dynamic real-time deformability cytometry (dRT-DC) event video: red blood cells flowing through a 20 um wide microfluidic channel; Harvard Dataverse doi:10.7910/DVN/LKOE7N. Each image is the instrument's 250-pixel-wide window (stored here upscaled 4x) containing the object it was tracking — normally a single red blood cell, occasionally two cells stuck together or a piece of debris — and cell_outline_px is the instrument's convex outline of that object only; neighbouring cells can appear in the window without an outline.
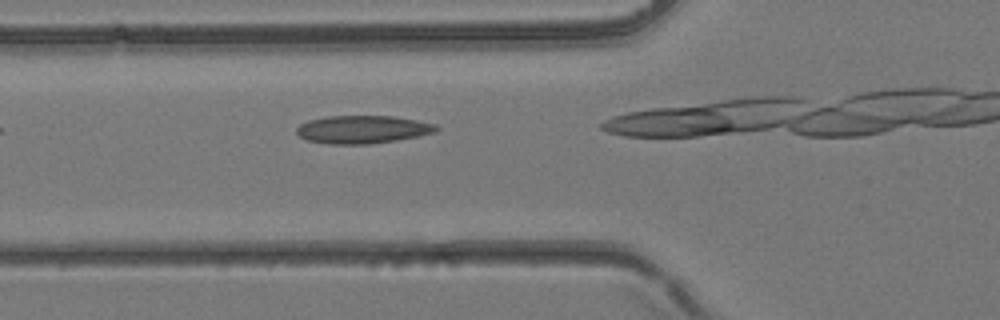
{"species": "common noctule bat (a hibernating species)", "species_latin": "Nyctalus noctula", "temperature_condition": "room temperature", "stored_images_in_passage": 7, "camera_frame_rate_fps": 3000, "um_per_image_px": 0.085, "animal": {"sex": "female", "body_mass_g": 24.6, "forearm_length_mm": 56.2}, "frame": {"image": 1, "passage_image": 6, "time_ms": 1.667, "image_size_px": [1000, 320], "cell_outline_px": [[440, 128], [436, 132], [396, 140], [368, 144], [328, 144], [308, 140], [300, 136], [296, 132], [296, 128], [300, 124], [308, 120], [328, 116], [392, 116], [416, 120], [436, 124]], "centroid_in_image_um": [30.82, 11.0], "position_along_channel_um": 95.0, "area_um2": 22.66}}